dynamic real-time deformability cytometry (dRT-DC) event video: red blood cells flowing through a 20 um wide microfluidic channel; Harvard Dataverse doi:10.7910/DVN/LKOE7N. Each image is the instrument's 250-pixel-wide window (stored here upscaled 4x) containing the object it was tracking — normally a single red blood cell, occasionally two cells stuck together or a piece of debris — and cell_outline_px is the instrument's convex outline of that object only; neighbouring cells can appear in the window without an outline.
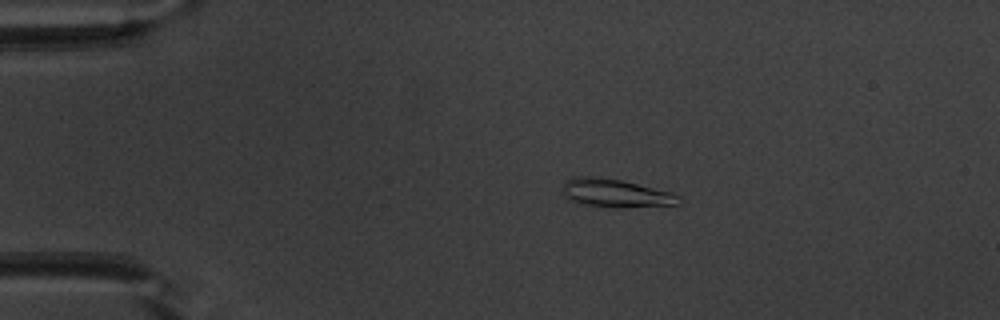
{"species": "common noctule bat (a hibernating species)", "species_latin": "Nyctalus noctula", "temperature_condition": "warm", "stored_images_in_passage": 52, "camera_frame_rate_fps": 3000, "um_per_image_px": 0.085, "animal": {"sex": "male", "body_mass_g": 20.1, "forearm_length_mm": 53.5}, "frame": {"image": 1, "passage_image": 11, "time_ms": 3.333, "image_size_px": [1000, 320], "cell_outline_px": [[684, 200], [680, 204], [624, 208], [620, 208], [584, 204], [568, 200], [564, 196], [564, 184], [568, 180], [576, 176], [592, 176], [620, 180], [672, 192], [680, 196]], "centroid_in_image_um": [52.39, 16.43], "position_along_channel_um": 32.6, "area_um2": 19.13}}
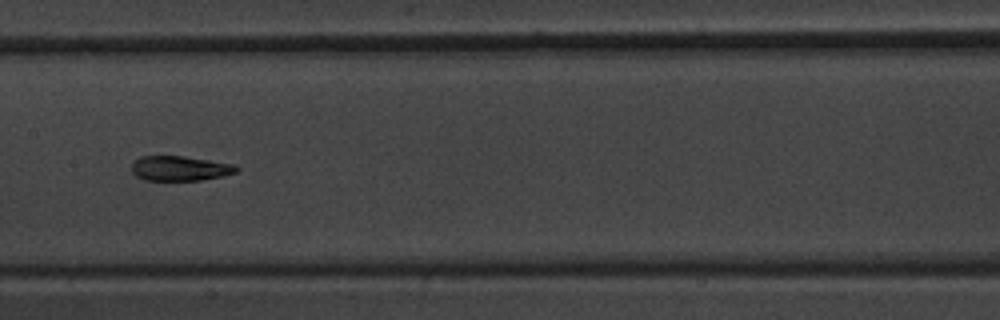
{"frame": {"image": 2, "passage_image": 27, "time_ms": 8.667, "image_size_px": [1000, 320], "cell_outline_px": [[240, 168], [236, 172], [224, 176], [200, 180], [144, 180], [136, 176], [132, 172], [132, 164], [140, 156], [184, 156], [232, 164]], "centroid_in_image_um": [15.29, 14.31], "position_along_channel_um": 192.1, "area_um2": 15.09}}
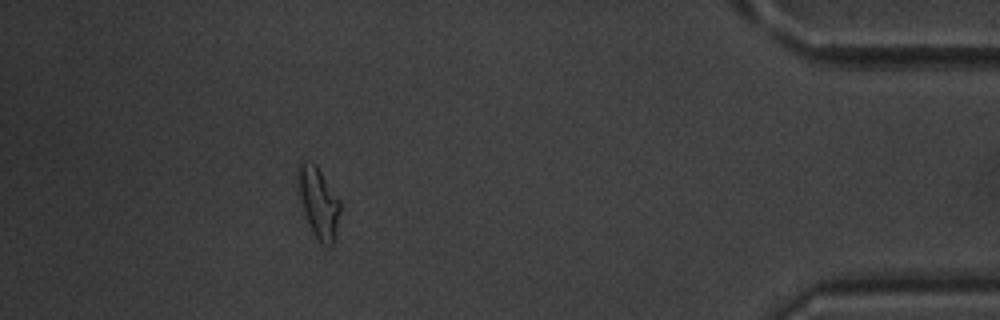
{"frame": {"image": 3, "passage_image": 47, "time_ms": 15.333, "image_size_px": [1000, 320], "cell_outline_px": [[340, 212], [332, 248], [320, 244], [312, 232], [304, 212], [300, 196], [296, 172], [296, 168], [304, 160], [316, 164], [340, 200]], "centroid_in_image_um": [27.07, 17.22], "position_along_channel_um": 408.1, "area_um2": 17.34}, "authors_computed_cell_mechanics": {"area_um2": 16.3863, "velocity_mm_per_s": 3.9659, "shape_relaxation_time_tau1_ms": 3.4936, "shape_relaxation_time_tau2_ms": 1.48, "deformation_change_tau1": 0.1631, "deformation_change_tau2": 0.08}}